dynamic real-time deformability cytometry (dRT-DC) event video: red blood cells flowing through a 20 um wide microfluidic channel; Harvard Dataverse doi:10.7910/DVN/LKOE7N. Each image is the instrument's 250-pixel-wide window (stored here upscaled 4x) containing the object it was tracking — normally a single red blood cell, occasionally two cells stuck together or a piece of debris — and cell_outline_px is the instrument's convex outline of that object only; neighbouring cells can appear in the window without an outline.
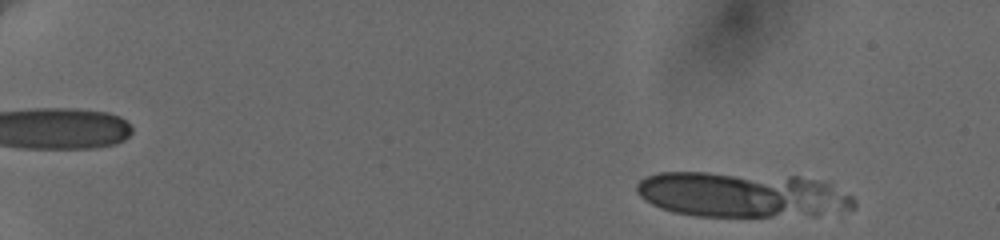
{"species": "human", "species_latin": "Homo sapiens", "temperature_condition": "cold", "stored_images_in_passage": 9, "camera_frame_rate_fps": 3000, "um_per_image_px": 0.085, "donor": {"sex": "female"}, "frame": {"image": 1, "passage_image": 1, "time_ms": 0.0, "image_size_px": [1000, 240], "cell_outline_px": [[856, 208], [768, 216], [696, 216], [676, 212], [660, 208], [644, 200], [636, 192], [636, 184], [644, 176], [660, 172], [708, 172], [800, 176], [820, 180], [852, 196], [856, 200]], "centroid_in_image_um": [62.93, 16.5], "position_along_channel_um": 22.1, "area_um2": 56.53}}